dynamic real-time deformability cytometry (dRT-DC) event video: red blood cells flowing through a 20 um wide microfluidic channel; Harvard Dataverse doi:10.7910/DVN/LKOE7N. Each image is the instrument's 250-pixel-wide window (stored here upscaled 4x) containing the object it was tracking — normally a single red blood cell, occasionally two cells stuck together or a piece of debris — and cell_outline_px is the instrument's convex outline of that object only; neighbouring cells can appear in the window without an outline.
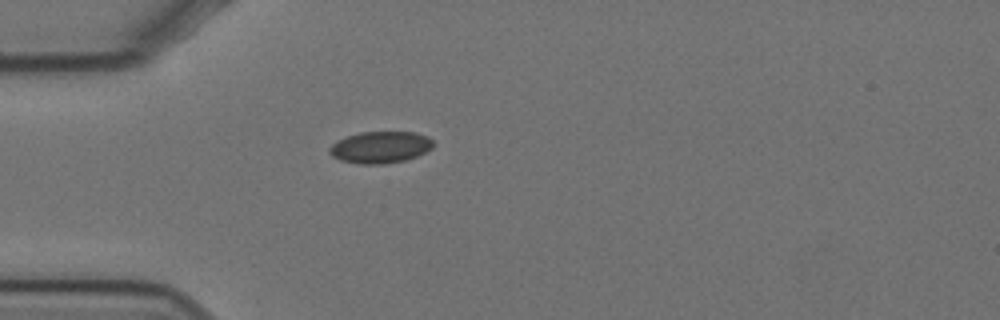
{"species": "Egyptian fruit bat (a non-hibernating species)", "species_latin": "Rousettus aegyptiacus", "temperature_condition": "cold", "stored_images_in_passage": 16, "camera_frame_rate_fps": 3000, "um_per_image_px": 0.085, "animal": {"sex": "female"}, "frame": {"image": 1, "passage_image": 1, "time_ms": 0.0, "image_size_px": [1000, 320], "cell_outline_px": [[432, 148], [416, 156], [404, 160], [384, 164], [360, 164], [340, 160], [332, 156], [328, 152], [328, 148], [332, 144], [348, 136], [360, 132], [416, 132], [428, 136], [432, 140]], "centroid_in_image_um": [32.31, 12.51], "position_along_channel_um": 52.7, "area_um2": 19.07}}
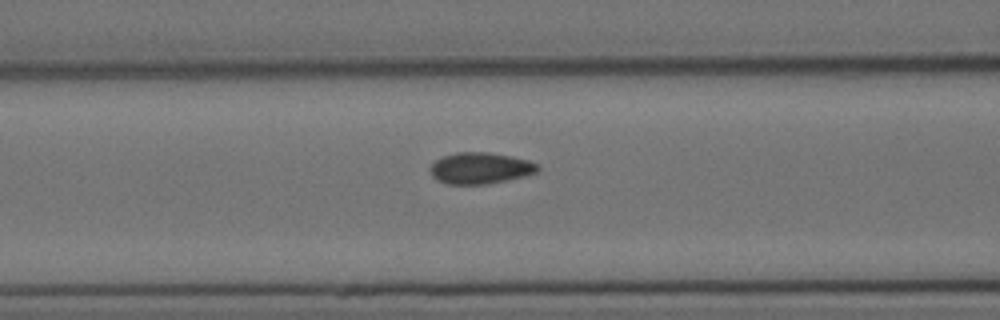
{"frame": {"image": 2, "passage_image": 8, "time_ms": 2.333, "image_size_px": [1000, 320], "cell_outline_px": [[540, 168], [536, 172], [524, 176], [508, 180], [488, 184], [448, 184], [436, 180], [432, 176], [428, 168], [436, 160], [444, 156], [456, 152], [488, 152], [512, 156], [528, 160], [540, 164]], "centroid_in_image_um": [40.83, 14.29], "position_along_channel_um": 125.8, "area_um2": 19.83}}
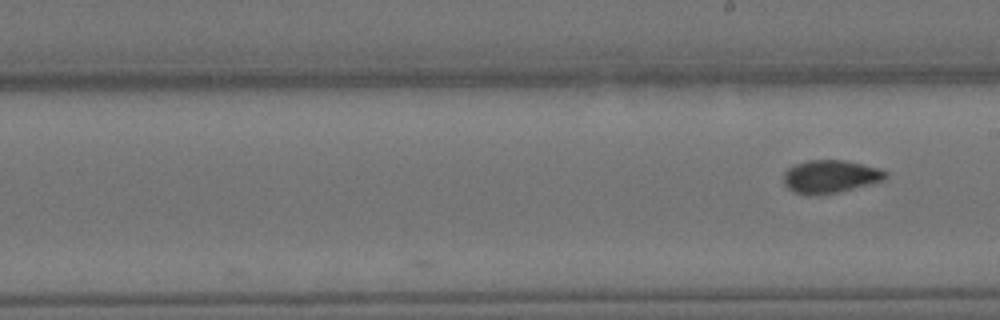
{"frame": {"image": 3, "passage_image": 16, "time_ms": 5.0, "image_size_px": [1000, 320], "cell_outline_px": [[888, 176], [884, 180], [836, 192], [816, 196], [808, 196], [792, 192], [784, 184], [784, 172], [788, 168], [796, 164], [808, 160], [844, 160], [880, 168], [888, 172]], "centroid_in_image_um": [70.55, 15.01], "position_along_channel_um": 218.4, "area_um2": 19.65}}